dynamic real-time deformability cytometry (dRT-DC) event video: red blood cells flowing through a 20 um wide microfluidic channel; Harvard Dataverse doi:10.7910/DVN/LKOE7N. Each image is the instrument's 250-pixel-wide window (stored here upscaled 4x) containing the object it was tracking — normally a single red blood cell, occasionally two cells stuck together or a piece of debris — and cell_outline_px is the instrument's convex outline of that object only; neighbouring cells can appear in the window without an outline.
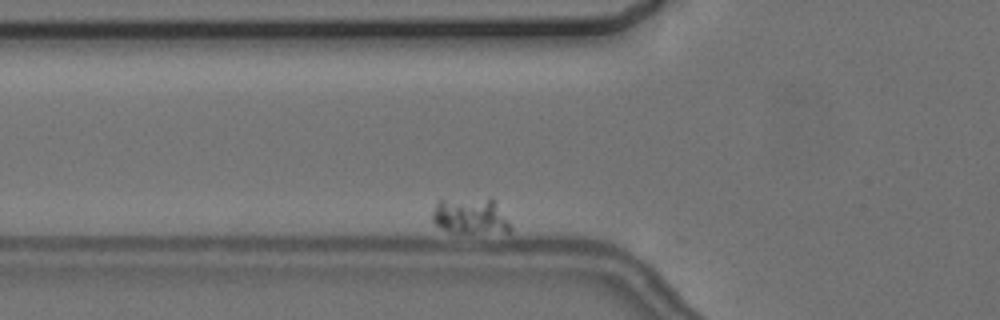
{"species": "common noctule bat (a hibernating species)", "species_latin": "Nyctalus noctula", "temperature_condition": "cold", "stored_images_in_passage": 7, "camera_frame_rate_fps": 3000, "um_per_image_px": 0.085, "animal": {"sex": "female", "body_mass_g": 24.6, "forearm_length_mm": 56.2}, "frame": {"image": 1, "passage_image": 4, "time_ms": 3.333, "image_size_px": [1000, 320], "cell_outline_px": [[512, 228], [508, 232], [448, 232], [436, 224], [432, 220], [432, 212], [436, 204], [440, 200], [488, 196], [492, 196], [496, 200], [512, 224]], "centroid_in_image_um": [40.05, 18.31], "position_along_channel_um": 85.8, "area_um2": 16.99}}